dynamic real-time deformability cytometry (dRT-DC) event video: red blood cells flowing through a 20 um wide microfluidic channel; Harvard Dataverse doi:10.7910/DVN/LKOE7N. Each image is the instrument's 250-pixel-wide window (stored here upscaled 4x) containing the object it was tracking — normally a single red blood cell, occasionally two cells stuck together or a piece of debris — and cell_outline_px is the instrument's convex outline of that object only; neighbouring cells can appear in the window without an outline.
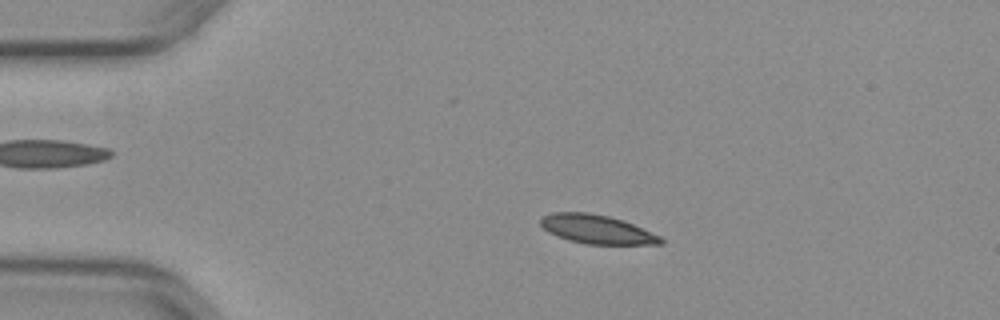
{"species": "common noctule bat (a hibernating species)", "species_latin": "Nyctalus noctula", "temperature_condition": "warm", "stored_images_in_passage": 34, "camera_frame_rate_fps": 3000, "um_per_image_px": 0.085, "animal": {"sex": "female", "body_mass_g": 29.2, "forearm_length_mm": 56.3}, "frame": {"image": 1, "passage_image": 1, "time_ms": 0.0, "image_size_px": [1000, 320], "cell_outline_px": [[664, 244], [584, 244], [568, 240], [556, 236], [548, 232], [540, 224], [540, 220], [544, 216], [552, 212], [588, 212], [608, 216], [624, 220], [660, 236], [664, 240]], "centroid_in_image_um": [50.72, 19.49], "position_along_channel_um": 34.3, "area_um2": 20.23}}
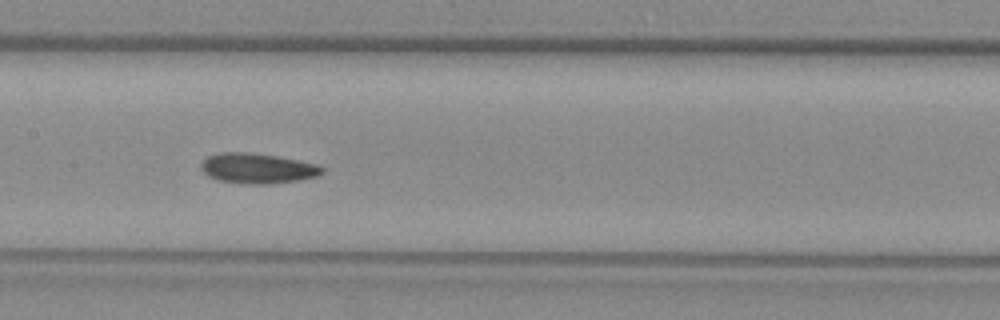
{"frame": {"image": 2, "passage_image": 16, "time_ms": 5.0, "image_size_px": [1000, 320], "cell_outline_px": [[324, 172], [320, 176], [300, 180], [272, 184], [244, 184], [216, 180], [208, 176], [200, 168], [200, 164], [208, 156], [220, 152], [244, 152], [276, 156], [320, 164], [324, 168]], "centroid_in_image_um": [21.92, 14.32], "position_along_channel_um": 185.5, "area_um2": 21.62}}
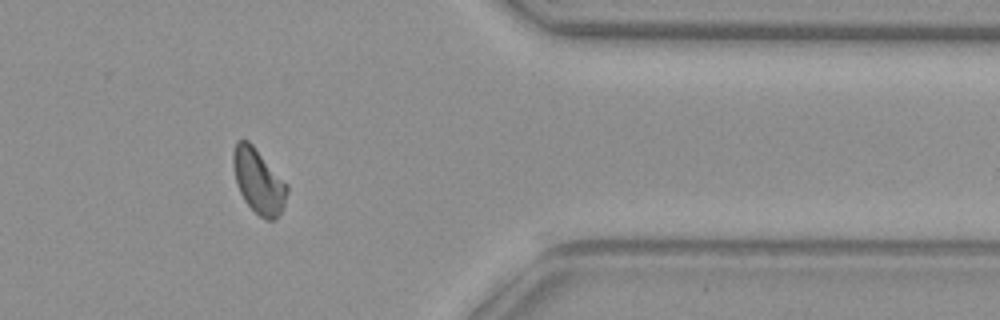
{"frame": {"image": 3, "passage_image": 33, "time_ms": 10.667, "image_size_px": [1000, 320], "cell_outline_px": [[288, 192], [284, 208], [276, 220], [268, 220], [260, 216], [244, 200], [236, 184], [232, 164], [232, 152], [236, 140], [248, 140], [252, 144], [288, 184]], "centroid_in_image_um": [21.98, 15.39], "position_along_channel_um": 389.4, "area_um2": 20.52}}